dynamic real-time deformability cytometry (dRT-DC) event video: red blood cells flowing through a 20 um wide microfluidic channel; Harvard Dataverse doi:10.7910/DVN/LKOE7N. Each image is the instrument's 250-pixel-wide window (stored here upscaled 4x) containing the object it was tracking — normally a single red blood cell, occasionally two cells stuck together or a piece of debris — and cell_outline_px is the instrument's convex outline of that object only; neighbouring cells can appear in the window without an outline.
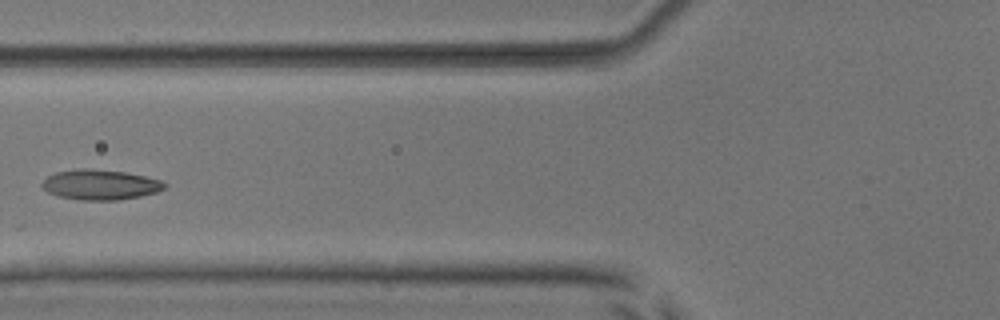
{"species": "common noctule bat (a hibernating species)", "species_latin": "Nyctalus noctula", "temperature_condition": "room temperature", "stored_images_in_passage": 6, "camera_frame_rate_fps": 3000, "um_per_image_px": 0.085, "animal": {"sex": "male", "body_mass_g": 17.9, "forearm_length_mm": 54.2}, "frame": {"image": 1, "passage_image": 6, "time_ms": 6.0, "image_size_px": [1000, 320], "cell_outline_px": [[168, 184], [164, 188], [156, 192], [140, 196], [116, 200], [80, 200], [56, 196], [48, 192], [40, 184], [48, 176], [56, 172], [80, 168], [88, 168], [124, 172], [144, 176], [160, 180]], "centroid_in_image_um": [8.5, 15.7], "position_along_channel_um": 117.3, "area_um2": 21.44}}